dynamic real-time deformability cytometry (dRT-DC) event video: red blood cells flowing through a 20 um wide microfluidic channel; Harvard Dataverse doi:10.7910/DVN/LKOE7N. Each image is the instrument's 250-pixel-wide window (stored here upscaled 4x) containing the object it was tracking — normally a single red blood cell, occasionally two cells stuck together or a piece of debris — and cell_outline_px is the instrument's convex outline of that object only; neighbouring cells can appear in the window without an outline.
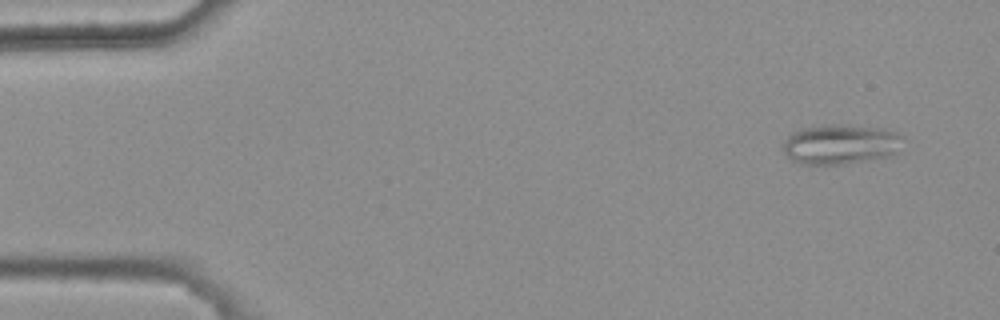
{"species": "common noctule bat (a hibernating species)", "species_latin": "Nyctalus noctula", "temperature_condition": "warm", "stored_images_in_passage": 5, "camera_frame_rate_fps": 3000, "um_per_image_px": 0.085, "animal": {"sex": "female", "body_mass_g": 25.1}, "frame": {"image": 1, "passage_image": 1, "time_ms": 0.0, "image_size_px": [1000, 320], "cell_outline_px": [[908, 140], [892, 156], [844, 164], [800, 164], [792, 160], [784, 152], [784, 140], [792, 132], [804, 128], [832, 124], [844, 124], [880, 128], [896, 132], [904, 136]], "centroid_in_image_um": [71.52, 12.26], "position_along_channel_um": 13.5, "area_um2": 28.21}}
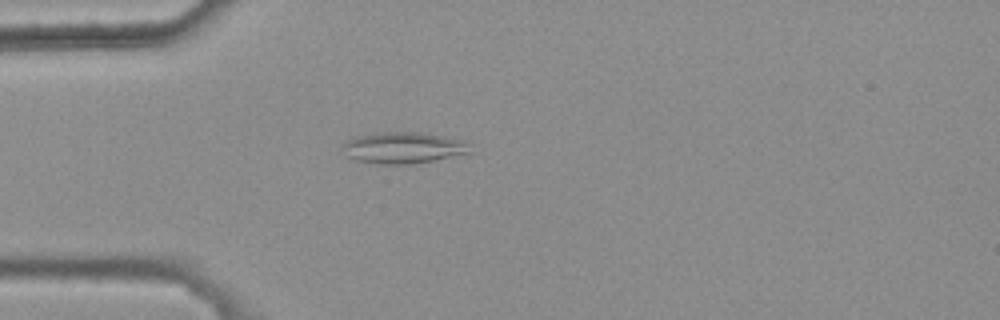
{"frame": {"image": 2, "passage_image": 4, "time_ms": 1.0, "image_size_px": [1000, 320], "cell_outline_px": [[472, 152], [412, 164], [376, 164], [356, 160], [348, 156], [340, 144], [348, 140], [360, 136], [376, 132], [416, 132], [444, 136], [460, 140], [472, 144]], "centroid_in_image_um": [34.29, 12.56], "position_along_channel_um": 50.7, "area_um2": 23.18}}